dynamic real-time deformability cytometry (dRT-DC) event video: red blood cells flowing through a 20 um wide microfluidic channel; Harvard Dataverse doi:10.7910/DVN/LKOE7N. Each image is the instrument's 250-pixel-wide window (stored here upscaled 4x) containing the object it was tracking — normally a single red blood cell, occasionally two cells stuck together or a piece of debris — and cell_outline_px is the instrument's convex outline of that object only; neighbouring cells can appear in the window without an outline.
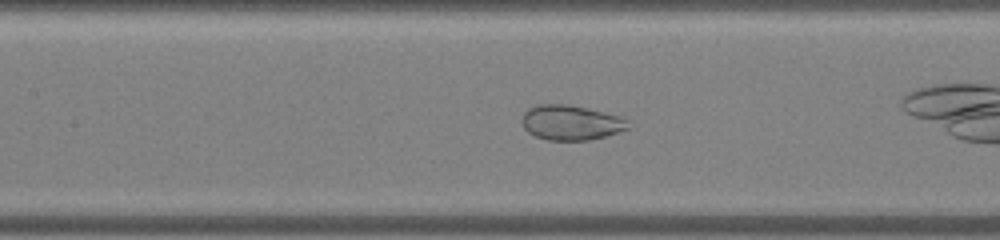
{"species": "common noctule bat (a hibernating species)", "species_latin": "Nyctalus noctula", "temperature_condition": "warm", "stored_images_in_passage": 26, "camera_frame_rate_fps": 3000, "um_per_image_px": 0.085, "animal": {"sex": "male", "body_mass_g": 19.0, "forearm_length_mm": 50.8}, "frame": {"image": 1, "passage_image": 8, "time_ms": 2.333, "image_size_px": [1000, 240], "cell_outline_px": [[628, 128], [604, 136], [588, 140], [548, 140], [536, 136], [528, 132], [524, 128], [520, 120], [524, 112], [528, 108], [536, 104], [568, 104], [588, 108], [624, 116], [628, 120]], "centroid_in_image_um": [48.51, 10.4], "position_along_channel_um": 158.9, "area_um2": 21.79}}